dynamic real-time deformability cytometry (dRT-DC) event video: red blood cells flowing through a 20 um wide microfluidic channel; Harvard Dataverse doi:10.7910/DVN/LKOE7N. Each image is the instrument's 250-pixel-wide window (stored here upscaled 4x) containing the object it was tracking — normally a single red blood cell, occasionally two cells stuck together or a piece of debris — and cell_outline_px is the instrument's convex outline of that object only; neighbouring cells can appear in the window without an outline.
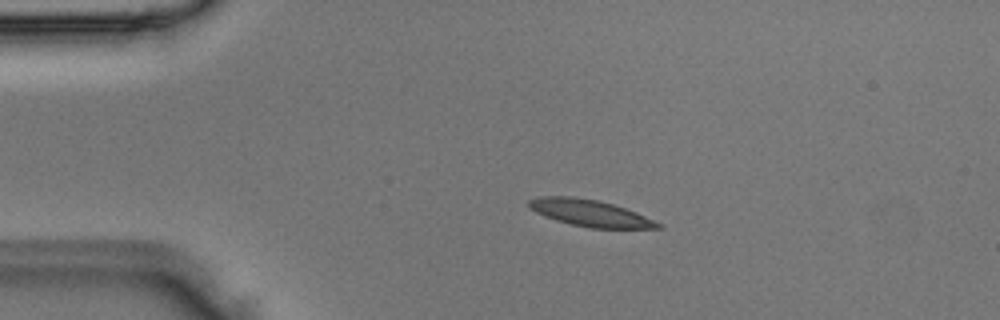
{"species": "Egyptian fruit bat (a non-hibernating species)", "species_latin": "Rousettus aegyptiacus", "temperature_condition": "room temperature", "stored_images_in_passage": 4, "camera_frame_rate_fps": 3000, "um_per_image_px": 0.085, "animal": {"sex": "male"}, "frame": {"image": 1, "passage_image": 2, "time_ms": 0.333, "image_size_px": [1000, 320], "cell_outline_px": [[664, 228], [588, 228], [556, 220], [544, 216], [528, 208], [528, 200], [540, 196], [572, 196], [596, 200], [612, 204], [636, 212], [664, 224]], "centroid_in_image_um": [50.15, 18.11], "position_along_channel_um": 34.8, "area_um2": 20.06}}